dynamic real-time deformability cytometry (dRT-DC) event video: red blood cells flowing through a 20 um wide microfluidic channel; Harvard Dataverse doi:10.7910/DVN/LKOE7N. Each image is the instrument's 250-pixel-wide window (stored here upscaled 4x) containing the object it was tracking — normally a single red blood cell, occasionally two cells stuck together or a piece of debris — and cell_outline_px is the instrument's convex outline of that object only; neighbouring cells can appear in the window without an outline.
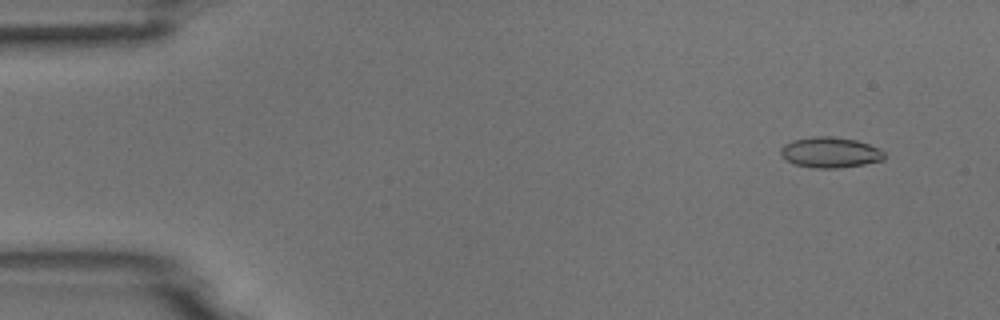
{"species": "common noctule bat (a hibernating species)", "species_latin": "Nyctalus noctula", "temperature_condition": "room temperature", "stored_images_in_passage": 51, "camera_frame_rate_fps": 3000, "um_per_image_px": 0.085, "animal": {"sex": "male", "body_mass_g": 18.8}, "frame": {"image": 1, "passage_image": 4, "time_ms": 1.0, "image_size_px": [1000, 320], "cell_outline_px": [[884, 160], [864, 164], [840, 168], [816, 168], [796, 164], [788, 160], [780, 152], [780, 148], [784, 144], [792, 140], [812, 136], [832, 136], [856, 140], [880, 148], [884, 152]], "centroid_in_image_um": [70.59, 12.94], "position_along_channel_um": 14.4, "area_um2": 18.44}}
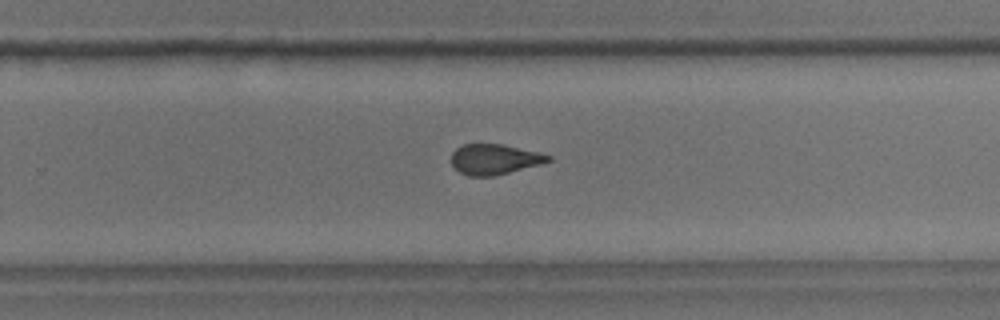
{"frame": {"image": 2, "passage_image": 33, "time_ms": 10.667, "image_size_px": [1000, 320], "cell_outline_px": [[552, 160], [540, 164], [492, 176], [468, 176], [460, 172], [452, 164], [452, 152], [456, 148], [464, 144], [500, 144], [540, 152], [552, 156]], "centroid_in_image_um": [42.03, 13.53], "position_along_channel_um": 287.8, "area_um2": 16.94}}
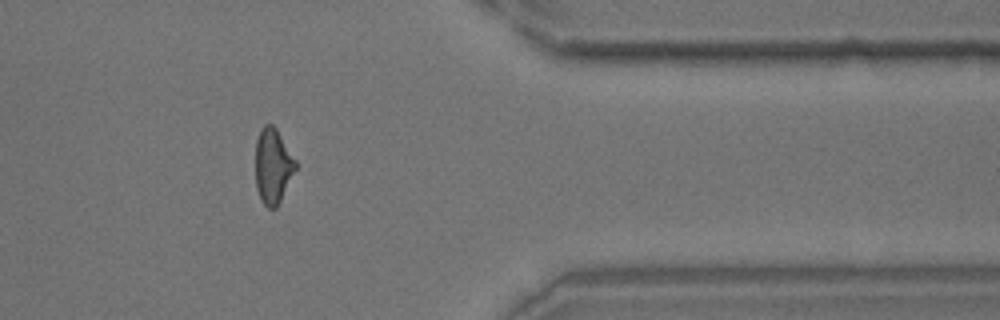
{"frame": {"image": 3, "passage_image": 42, "time_ms": 13.667, "image_size_px": [1000, 320], "cell_outline_px": [[296, 168], [276, 208], [268, 208], [260, 200], [256, 188], [256, 140], [260, 128], [264, 124], [272, 124], [276, 128], [296, 160]], "centroid_in_image_um": [23.18, 14.09], "position_along_channel_um": 388.2, "area_um2": 17.46}}